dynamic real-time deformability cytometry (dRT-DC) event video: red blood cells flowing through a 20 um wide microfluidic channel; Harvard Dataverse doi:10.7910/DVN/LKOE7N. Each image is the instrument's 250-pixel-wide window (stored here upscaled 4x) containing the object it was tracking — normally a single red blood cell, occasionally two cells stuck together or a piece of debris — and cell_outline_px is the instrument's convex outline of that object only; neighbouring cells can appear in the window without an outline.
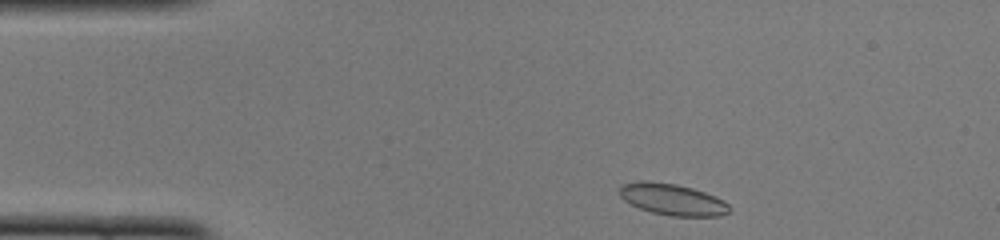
{"species": "common noctule bat (a hibernating species)", "species_latin": "Nyctalus noctula", "temperature_condition": "cold", "stored_images_in_passage": 42, "camera_frame_rate_fps": 3000, "um_per_image_px": 0.085, "animal": {"sex": "female", "body_mass_g": 22.0, "forearm_length_mm": 56.7}, "frame": {"image": 1, "passage_image": 1, "time_ms": 0.0, "image_size_px": [1000, 240], "cell_outline_px": [[732, 208], [728, 212], [720, 216], [672, 216], [652, 212], [640, 208], [624, 200], [620, 196], [620, 184], [640, 180], [648, 180], [676, 184], [692, 188], [704, 192], [724, 200]], "centroid_in_image_um": [57.15, 16.94], "position_along_channel_um": 27.8, "area_um2": 20.17}}
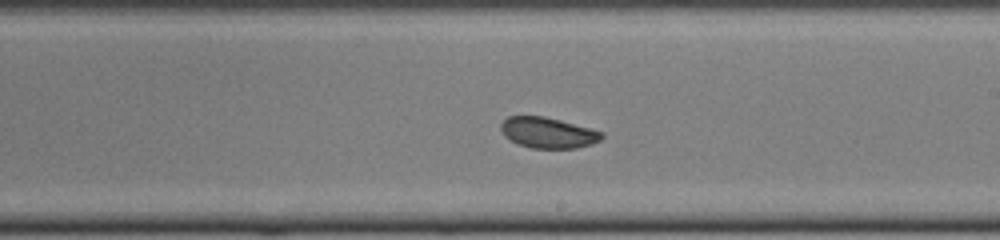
{"frame": {"image": 2, "passage_image": 21, "time_ms": 6.667, "image_size_px": [1000, 240], "cell_outline_px": [[604, 136], [600, 140], [592, 144], [576, 148], [532, 148], [516, 144], [504, 136], [500, 128], [500, 124], [508, 116], [544, 116], [560, 120], [604, 132]], "centroid_in_image_um": [46.56, 11.28], "position_along_channel_um": 242.4, "area_um2": 18.15}}
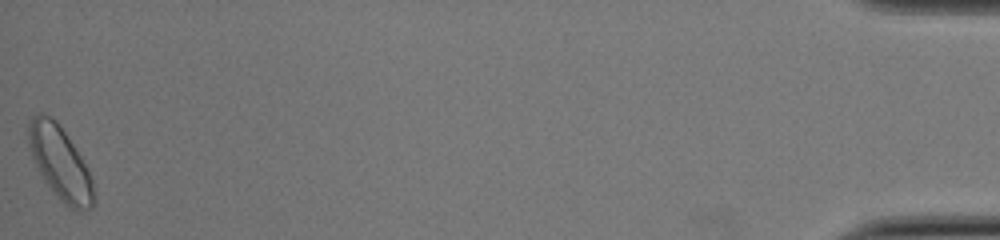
{"frame": {"image": 3, "passage_image": 42, "time_ms": 13.667, "image_size_px": [1000, 240], "cell_outline_px": [[96, 196], [92, 208], [80, 212], [64, 204], [56, 196], [44, 180], [32, 156], [28, 144], [28, 120], [32, 116], [40, 112], [56, 120], [80, 156], [92, 180]], "centroid_in_image_um": [5.11, 13.87], "position_along_channel_um": 430.1, "area_um2": 27.51}, "authors_computed_cell_mechanics": {"area_um2": 19.4208, "velocity_mm_per_s": 4.0489, "shape_relaxation_time_tau1_ms": 3.8731, "shape_relaxation_time_tau2_ms": 1.5048, "deformation_change_tau1": 0.0774, "deformation_change_tau2": 0.0399}}